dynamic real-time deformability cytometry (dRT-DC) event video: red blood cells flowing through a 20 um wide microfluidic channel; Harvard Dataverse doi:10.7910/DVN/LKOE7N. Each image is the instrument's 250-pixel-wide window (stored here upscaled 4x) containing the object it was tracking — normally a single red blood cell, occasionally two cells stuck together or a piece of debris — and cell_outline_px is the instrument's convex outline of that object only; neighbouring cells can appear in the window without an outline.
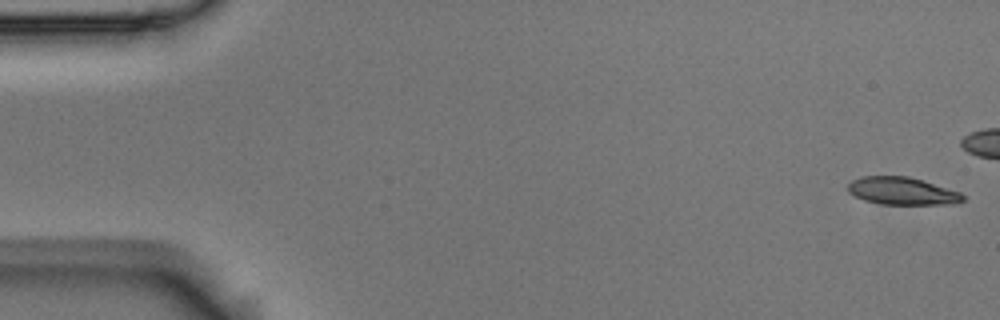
{"species": "Egyptian fruit bat (a non-hibernating species)", "species_latin": "Rousettus aegyptiacus", "temperature_condition": "room temperature", "stored_images_in_passage": 4, "camera_frame_rate_fps": 3000, "um_per_image_px": 0.085, "animal": {"sex": "male"}, "frame": {"image": 1, "passage_image": 1, "time_ms": 0.0, "image_size_px": [1000, 320], "cell_outline_px": [[964, 200], [952, 204], [880, 204], [864, 200], [848, 192], [848, 184], [852, 180], [860, 176], [908, 176], [960, 192], [964, 196]], "centroid_in_image_um": [76.65, 16.23], "position_along_channel_um": 8.3, "area_um2": 18.32}}
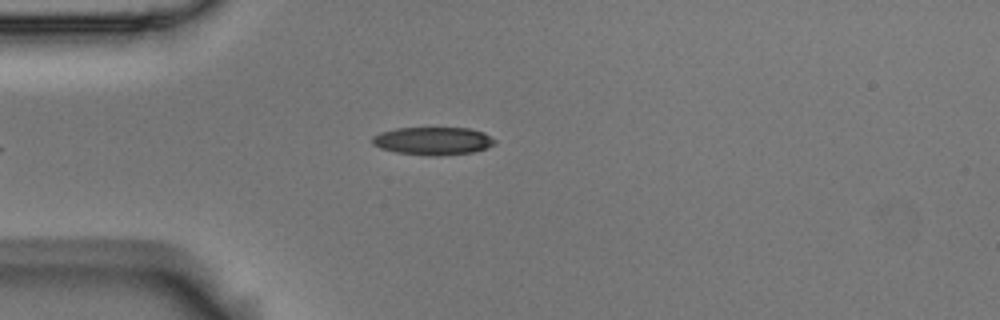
{"frame": {"image": 2, "passage_image": 4, "time_ms": 1.0, "image_size_px": [1000, 320], "cell_outline_px": [[496, 144], [472, 152], [440, 156], [432, 156], [396, 152], [380, 148], [372, 144], [372, 136], [380, 132], [396, 128], [468, 128], [484, 132], [496, 140]], "centroid_in_image_um": [36.79, 11.98], "position_along_channel_um": 48.2, "area_um2": 19.94}}